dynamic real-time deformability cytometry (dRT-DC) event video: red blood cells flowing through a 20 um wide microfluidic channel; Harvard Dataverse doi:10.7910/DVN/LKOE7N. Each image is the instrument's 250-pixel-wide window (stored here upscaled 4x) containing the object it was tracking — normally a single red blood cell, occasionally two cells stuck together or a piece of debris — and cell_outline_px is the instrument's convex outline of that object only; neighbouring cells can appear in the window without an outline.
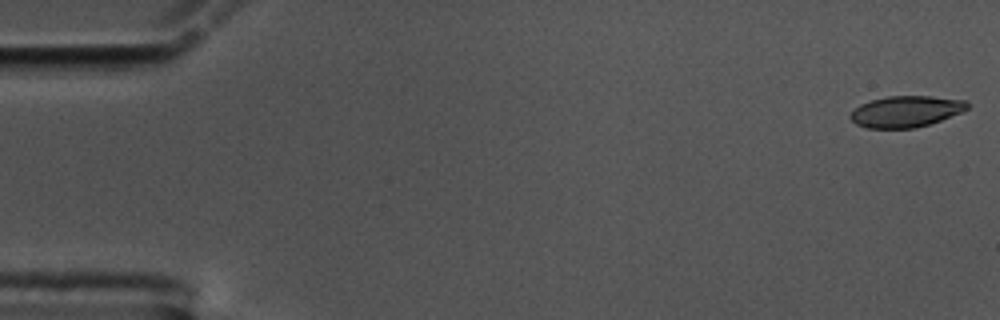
{"species": "common noctule bat (a hibernating species)", "species_latin": "Nyctalus noctula", "temperature_condition": "cold", "stored_images_in_passage": 11, "camera_frame_rate_fps": 3000, "um_per_image_px": 0.085, "animal": {"sex": "male", "body_mass_g": 17.5, "forearm_length_mm": 52.3}, "frame": {"image": 1, "passage_image": 1, "time_ms": 0.0, "image_size_px": [1000, 320], "cell_outline_px": [[968, 108], [960, 112], [940, 120], [916, 128], [868, 128], [856, 124], [848, 116], [860, 104], [872, 100], [888, 96], [932, 96], [968, 100]], "centroid_in_image_um": [77.0, 9.47], "position_along_channel_um": 8.0, "area_um2": 21.15}}